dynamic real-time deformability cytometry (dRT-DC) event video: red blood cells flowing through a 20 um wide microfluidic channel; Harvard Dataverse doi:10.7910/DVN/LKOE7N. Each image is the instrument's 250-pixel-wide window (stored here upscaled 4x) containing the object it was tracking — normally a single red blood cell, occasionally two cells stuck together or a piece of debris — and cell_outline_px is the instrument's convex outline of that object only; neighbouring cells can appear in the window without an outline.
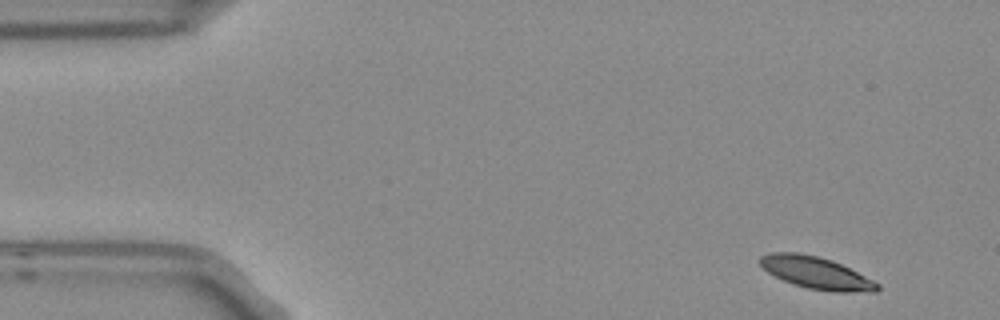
{"species": "Egyptian fruit bat (a non-hibernating species)", "species_latin": "Rousettus aegyptiacus", "temperature_condition": "room temperature", "stored_images_in_passage": 3, "camera_frame_rate_fps": 3000, "um_per_image_px": 0.085, "frame": {"image": 1, "passage_image": 1, "time_ms": 0.0, "image_size_px": [1000, 320], "cell_outline_px": [[880, 288], [876, 292], [832, 292], [808, 288], [792, 284], [768, 272], [756, 260], [760, 256], [768, 252], [796, 252], [816, 256], [832, 260], [880, 284]], "centroid_in_image_um": [69.34, 23.19], "position_along_channel_um": 15.7, "area_um2": 21.85}}